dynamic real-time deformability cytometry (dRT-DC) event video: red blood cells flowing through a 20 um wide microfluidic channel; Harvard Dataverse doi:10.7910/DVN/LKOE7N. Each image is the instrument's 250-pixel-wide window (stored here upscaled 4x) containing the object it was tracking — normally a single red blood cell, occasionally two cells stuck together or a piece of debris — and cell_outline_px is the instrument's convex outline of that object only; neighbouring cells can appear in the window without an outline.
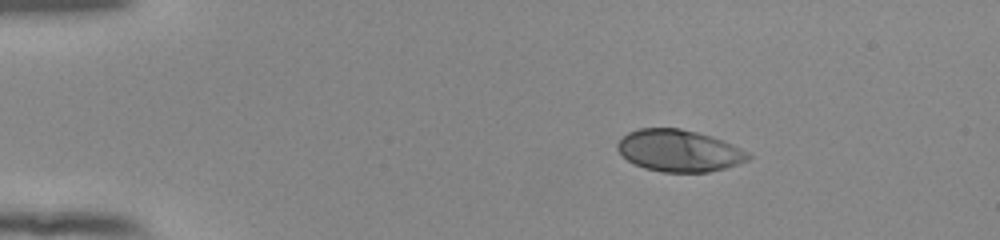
{"species": "human", "species_latin": "Homo sapiens", "temperature_condition": "room temperature", "stored_images_in_passage": 45, "camera_frame_rate_fps": 3000, "um_per_image_px": 0.085, "donor": {"sex": "female"}, "frame": {"image": 1, "passage_image": 1, "time_ms": 0.0, "image_size_px": [1000, 240], "cell_outline_px": [[752, 156], [748, 160], [724, 168], [708, 172], [664, 172], [644, 168], [628, 160], [616, 148], [616, 144], [628, 132], [640, 128], [680, 128], [712, 136], [740, 148], [748, 152]], "centroid_in_image_um": [57.71, 12.8], "position_along_channel_um": 27.3, "area_um2": 31.62}}
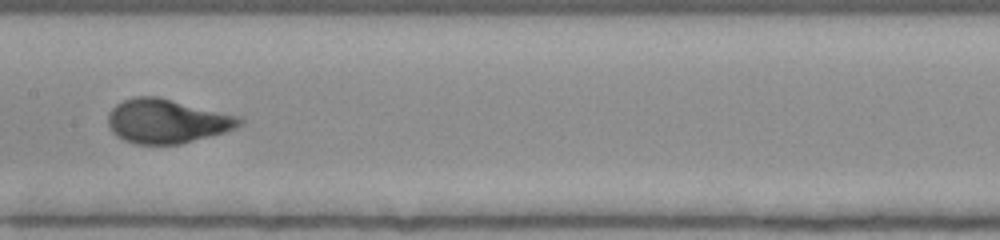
{"frame": {"image": 2, "passage_image": 20, "time_ms": 6.333, "image_size_px": [1000, 240], "cell_outline_px": [[244, 124], [236, 128], [224, 132], [180, 144], [136, 144], [124, 140], [116, 136], [112, 132], [108, 124], [108, 112], [116, 104], [124, 100], [136, 96], [156, 96], [236, 116], [244, 120]], "centroid_in_image_um": [14.14, 10.31], "position_along_channel_um": 193.3, "area_um2": 33.47}}
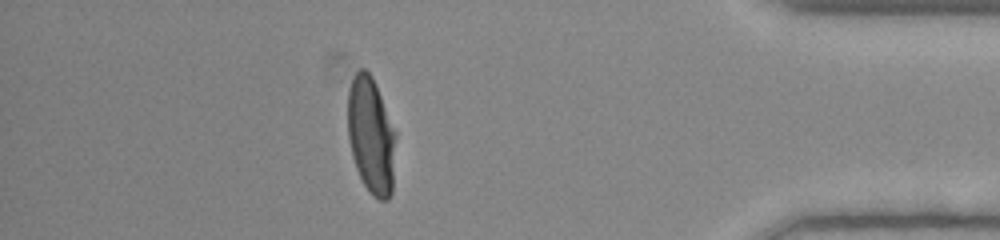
{"frame": {"image": 3, "passage_image": 39, "time_ms": 12.667, "image_size_px": [1000, 240], "cell_outline_px": [[396, 136], [392, 192], [388, 200], [380, 200], [372, 196], [368, 192], [356, 168], [352, 156], [348, 136], [348, 92], [352, 80], [356, 72], [360, 68], [364, 68], [372, 76], [396, 132]], "centroid_in_image_um": [31.55, 11.55], "position_along_channel_um": 403.7, "area_um2": 32.66}, "authors_computed_cell_mechanics": {"area_um2": 33.0616, "velocity_mm_per_s": 3.8939, "shape_relaxation_time_tau1_ms": 3.6429, "shape_relaxation_time_tau2_ms": null, "deformation_change_tau1": 0.21, "deformation_change_tau2": null}}